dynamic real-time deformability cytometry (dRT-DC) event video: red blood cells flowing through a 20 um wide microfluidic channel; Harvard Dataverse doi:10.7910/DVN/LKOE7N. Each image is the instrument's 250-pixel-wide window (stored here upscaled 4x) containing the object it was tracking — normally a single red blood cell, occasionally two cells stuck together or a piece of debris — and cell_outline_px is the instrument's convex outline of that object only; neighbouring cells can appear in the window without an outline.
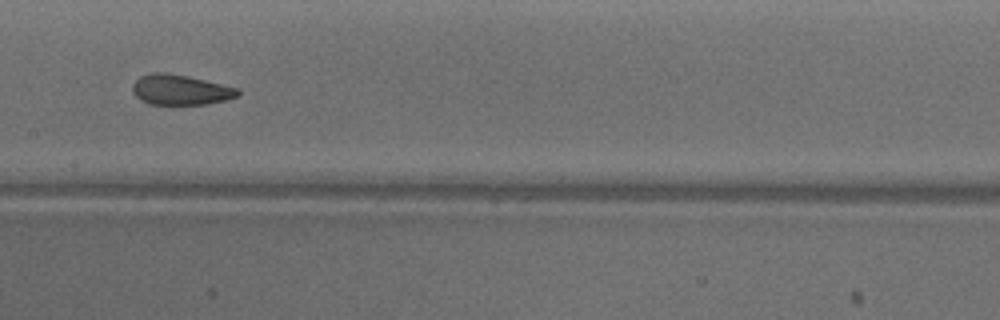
{"species": "common noctule bat (a hibernating species)", "species_latin": "Nyctalus noctula", "temperature_condition": "warm", "stored_images_in_passage": 38, "camera_frame_rate_fps": 3000, "um_per_image_px": 0.085, "animal": {"sex": "male", "body_mass_g": 18.8}, "frame": {"image": 1, "passage_image": 12, "time_ms": 3.667, "image_size_px": [1000, 320], "cell_outline_px": [[240, 92], [236, 96], [228, 100], [208, 104], [148, 104], [140, 100], [132, 92], [132, 84], [140, 76], [152, 72], [164, 72], [188, 76], [236, 88]], "centroid_in_image_um": [15.29, 7.64], "position_along_channel_um": 192.1, "area_um2": 18.5}, "authors_computed_cell_mechanics": {"area_um2": 19.4497, "velocity_mm_per_s": 3.9305, "shape_relaxation_time_tau1_ms": null, "shape_relaxation_time_tau2_ms": 1.508, "deformation_change_tau1": null, "deformation_change_tau2": 0.0704}}